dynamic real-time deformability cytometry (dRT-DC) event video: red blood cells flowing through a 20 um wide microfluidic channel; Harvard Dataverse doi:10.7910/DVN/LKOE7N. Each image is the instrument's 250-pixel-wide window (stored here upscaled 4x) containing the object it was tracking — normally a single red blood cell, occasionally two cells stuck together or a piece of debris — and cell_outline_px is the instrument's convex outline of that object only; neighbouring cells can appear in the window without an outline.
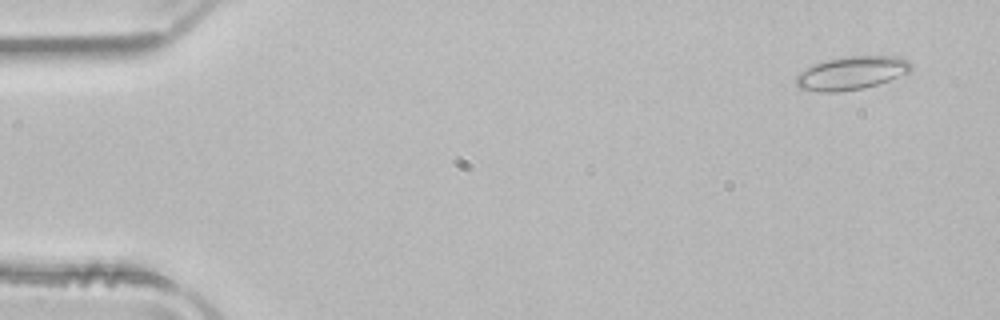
{"species": "common noctule bat (a hibernating species)", "species_latin": "Nyctalus noctula", "temperature_condition": "room temperature", "stored_images_in_passage": 51, "camera_frame_rate_fps": 3000, "um_per_image_px": 0.085, "animal": {"sex": "male", "body_mass_g": 21.5, "forearm_length_mm": 52.0}, "frame": {"image": 1, "passage_image": 3, "time_ms": 0.667, "image_size_px": [1000, 320], "cell_outline_px": [[912, 68], [908, 72], [888, 80], [864, 88], [836, 92], [820, 92], [800, 88], [796, 84], [796, 76], [800, 72], [816, 64], [828, 60], [848, 56], [892, 56], [908, 60], [912, 64]], "centroid_in_image_um": [72.38, 6.21], "position_along_channel_um": 12.6, "area_um2": 21.85}}
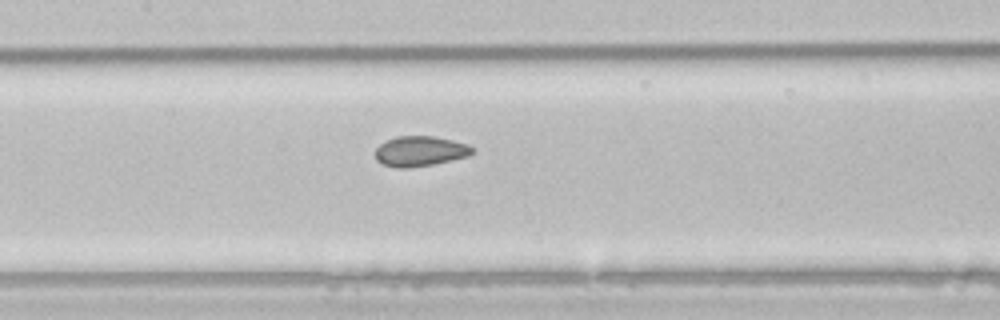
{"frame": {"image": 2, "passage_image": 24, "time_ms": 7.667, "image_size_px": [1000, 320], "cell_outline_px": [[476, 148], [468, 156], [452, 160], [432, 164], [408, 168], [400, 168], [380, 164], [376, 160], [376, 148], [380, 144], [396, 136], [432, 136], [452, 140], [468, 144]], "centroid_in_image_um": [35.71, 12.85], "position_along_channel_um": 171.7, "area_um2": 17.05}}
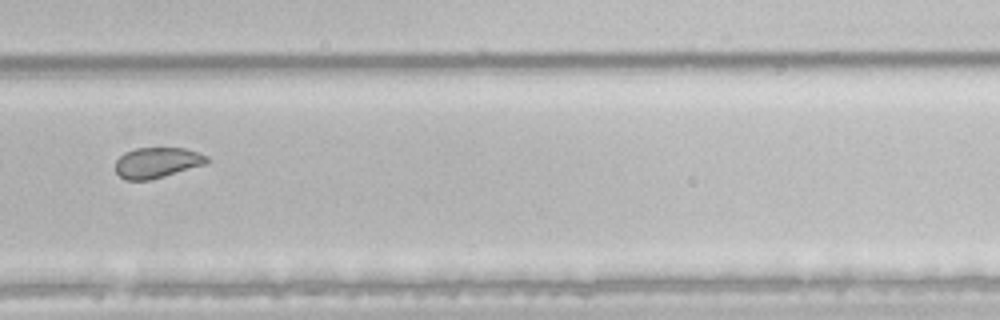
{"frame": {"image": 3, "passage_image": 35, "time_ms": 11.333, "image_size_px": [1000, 320], "cell_outline_px": [[208, 164], [164, 176], [148, 180], [124, 180], [116, 172], [116, 160], [124, 152], [136, 148], [184, 148], [208, 156]], "centroid_in_image_um": [13.35, 13.82], "position_along_channel_um": 316.4, "area_um2": 16.3}, "authors_computed_cell_mechanics": {"area_um2": 18.496, "velocity_mm_per_s": 3.9663, "shape_relaxation_time_tau1_ms": null, "shape_relaxation_time_tau2_ms": 1.45, "deformation_change_tau1": null, "deformation_change_tau2": 0.0457}}